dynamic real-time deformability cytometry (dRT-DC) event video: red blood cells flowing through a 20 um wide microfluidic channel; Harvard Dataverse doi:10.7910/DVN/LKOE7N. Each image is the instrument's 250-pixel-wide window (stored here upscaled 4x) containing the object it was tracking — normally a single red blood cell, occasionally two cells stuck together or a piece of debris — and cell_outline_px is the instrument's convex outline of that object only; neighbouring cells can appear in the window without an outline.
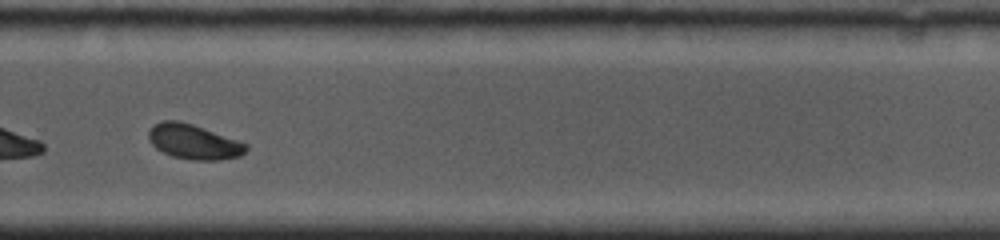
{"species": "common noctule bat (a hibernating species)", "species_latin": "Nyctalus noctula", "temperature_condition": "cold", "stored_images_in_passage": 41, "camera_frame_rate_fps": 5000, "um_per_image_px": 0.085, "animal": {"sex": "female", "body_mass_g": 19.0, "forearm_length_mm": 53.3}, "frame": {"image": 1, "passage_image": 23, "time_ms": 7.0, "image_size_px": [1000, 240], "cell_outline_px": [[248, 148], [240, 156], [220, 160], [192, 160], [172, 156], [156, 148], [148, 140], [148, 132], [160, 120], [180, 120], [204, 128], [248, 144]], "centroid_in_image_um": [16.46, 12.05], "position_along_channel_um": 313.3, "area_um2": 19.71}}
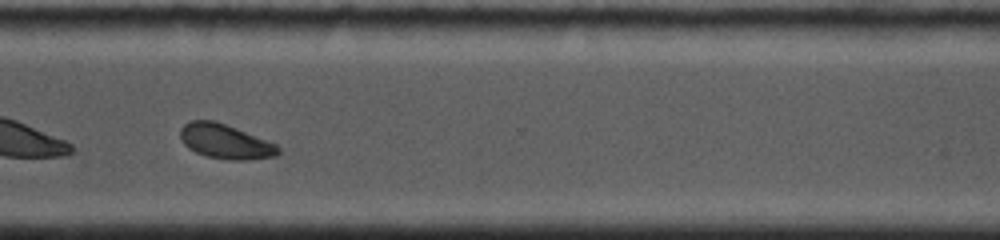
{"frame": {"image": 2, "passage_image": 28, "time_ms": 8.0, "image_size_px": [1000, 240], "cell_outline_px": [[280, 152], [276, 156], [244, 160], [228, 160], [204, 156], [188, 148], [184, 144], [180, 136], [180, 128], [184, 124], [192, 120], [212, 120], [236, 128], [276, 144], [280, 148]], "centroid_in_image_um": [19.13, 12.04], "position_along_channel_um": 351.5, "area_um2": 19.65}, "authors_computed_cell_mechanics": {"area_um2": 20.0566, "velocity_mm_per_s": 3.7861, "shape_relaxation_time_tau1_ms": 2.933, "shape_relaxation_time_tau2_ms": null, "deformation_change_tau1": 0.1139, "deformation_change_tau2": null}}